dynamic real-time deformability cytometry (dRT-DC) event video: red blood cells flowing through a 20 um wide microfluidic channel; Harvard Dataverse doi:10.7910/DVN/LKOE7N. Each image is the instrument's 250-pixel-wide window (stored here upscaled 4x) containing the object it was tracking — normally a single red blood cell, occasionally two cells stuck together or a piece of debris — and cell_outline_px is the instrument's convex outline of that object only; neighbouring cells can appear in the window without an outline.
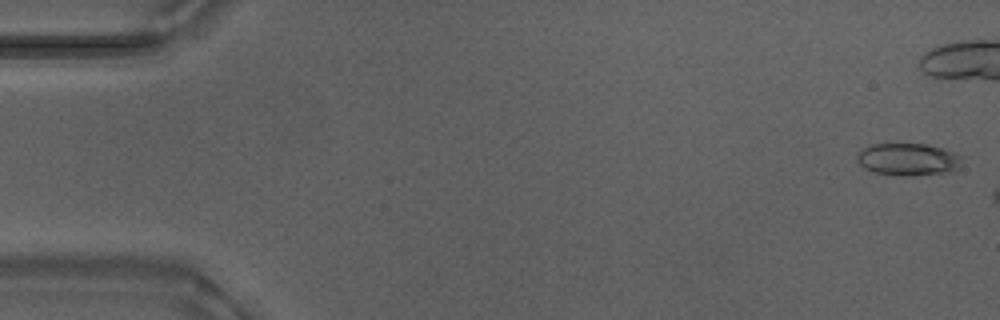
{"species": "Egyptian fruit bat (a non-hibernating species)", "species_latin": "Rousettus aegyptiacus", "temperature_condition": "warm", "stored_images_in_passage": 11, "camera_frame_rate_fps": 3000, "um_per_image_px": 0.085, "animal": {"sex": "male"}, "frame": {"image": 1, "passage_image": 2, "time_ms": 0.333, "image_size_px": [1000, 320], "cell_outline_px": [[960, 168], [948, 172], [904, 176], [900, 176], [872, 172], [864, 168], [856, 160], [856, 156], [864, 148], [872, 144], [928, 144], [944, 148], [960, 156]], "centroid_in_image_um": [77.16, 13.55], "position_along_channel_um": 7.8, "area_um2": 19.71}}